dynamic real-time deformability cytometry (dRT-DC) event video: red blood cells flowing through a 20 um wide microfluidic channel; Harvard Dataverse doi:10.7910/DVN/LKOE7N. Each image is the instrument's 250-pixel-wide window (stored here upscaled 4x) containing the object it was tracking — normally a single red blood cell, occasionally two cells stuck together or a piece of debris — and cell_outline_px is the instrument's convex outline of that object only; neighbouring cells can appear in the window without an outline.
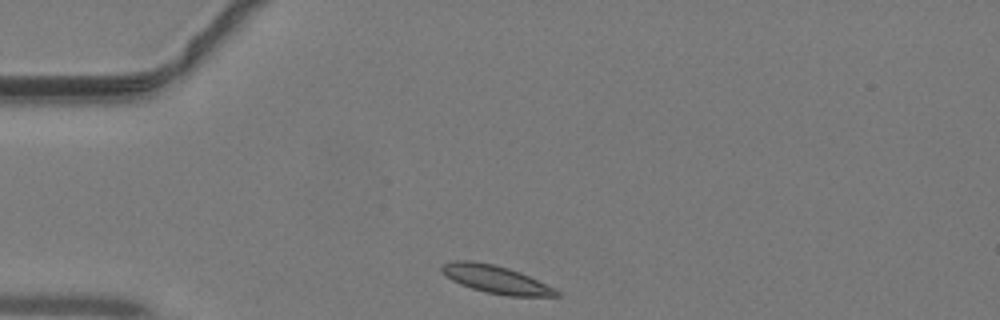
{"species": "common noctule bat (a hibernating species)", "species_latin": "Nyctalus noctula", "temperature_condition": "warm", "stored_images_in_passage": 34, "camera_frame_rate_fps": 3000, "um_per_image_px": 0.085, "animal": {"sex": "male", "body_mass_g": 19.2, "forearm_length_mm": 51.8}, "frame": {"image": 1, "passage_image": 1, "time_ms": 0.0, "image_size_px": [1000, 320], "cell_outline_px": [[560, 296], [508, 296], [488, 292], [472, 288], [460, 284], [452, 280], [440, 268], [444, 264], [452, 260], [472, 260], [496, 264], [520, 272], [560, 292]], "centroid_in_image_um": [42.12, 23.73], "position_along_channel_um": 42.9, "area_um2": 18.26}}
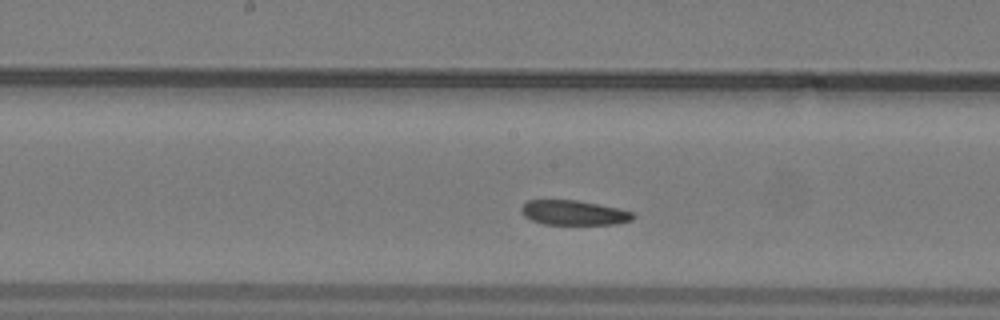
{"frame": {"image": 2, "passage_image": 13, "time_ms": 4.0, "image_size_px": [1000, 320], "cell_outline_px": [[636, 216], [632, 220], [616, 224], [544, 224], [532, 220], [524, 216], [520, 212], [520, 208], [528, 200], [576, 200], [616, 208], [632, 212]], "centroid_in_image_um": [48.75, 18.08], "position_along_channel_um": 199.5, "area_um2": 15.95}}
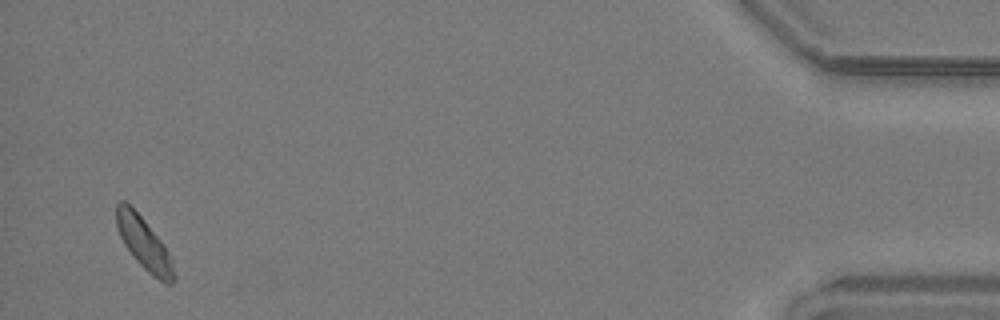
{"frame": {"image": 3, "passage_image": 33, "time_ms": 10.667, "image_size_px": [1000, 320], "cell_outline_px": [[176, 280], [172, 284], [164, 284], [152, 276], [136, 260], [124, 244], [120, 236], [116, 224], [116, 204], [120, 200], [124, 200], [144, 220], [164, 244], [168, 252], [176, 276]], "centroid_in_image_um": [12.25, 20.73], "position_along_channel_um": 422.9, "area_um2": 17.34}}